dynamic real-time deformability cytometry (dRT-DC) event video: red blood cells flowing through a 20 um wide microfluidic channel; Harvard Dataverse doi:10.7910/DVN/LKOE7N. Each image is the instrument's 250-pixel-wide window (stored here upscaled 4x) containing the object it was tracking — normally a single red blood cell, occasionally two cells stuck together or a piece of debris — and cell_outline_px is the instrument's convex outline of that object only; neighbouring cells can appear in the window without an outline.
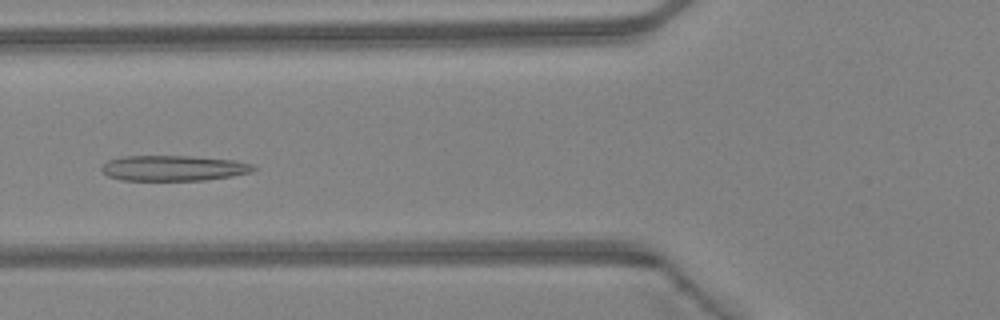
{"species": "Egyptian fruit bat (a non-hibernating species)", "species_latin": "Rousettus aegyptiacus", "temperature_condition": "warm", "stored_images_in_passage": 36, "camera_frame_rate_fps": 3000, "um_per_image_px": 0.085, "animal": {"sex": "female"}, "frame": {"image": 1, "passage_image": 7, "time_ms": 2.0, "image_size_px": [1000, 320], "cell_outline_px": [[256, 168], [252, 172], [232, 176], [204, 180], [120, 180], [108, 176], [100, 168], [108, 160], [124, 156], [188, 156], [236, 160], [252, 164]], "centroid_in_image_um": [14.76, 14.29], "position_along_channel_um": 111.0, "area_um2": 22.48}}
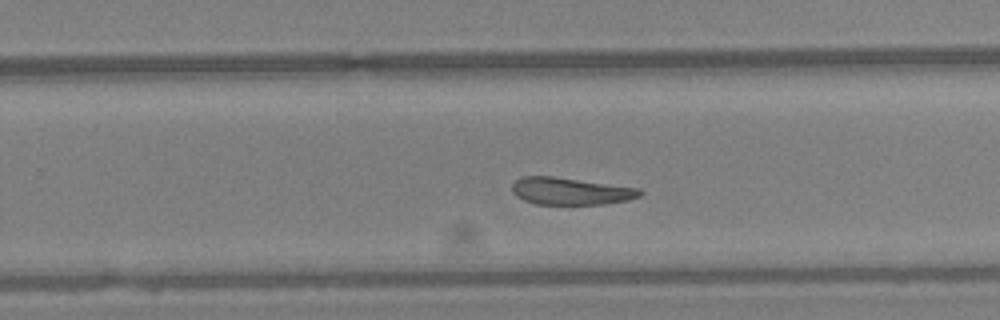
{"frame": {"image": 2, "passage_image": 19, "time_ms": 6.0, "image_size_px": [1000, 320], "cell_outline_px": [[644, 192], [640, 196], [628, 200], [604, 204], [536, 204], [524, 200], [516, 196], [512, 192], [512, 184], [516, 180], [524, 176], [552, 176], [640, 188]], "centroid_in_image_um": [48.51, 16.25], "position_along_channel_um": 281.3, "area_um2": 20.23}}
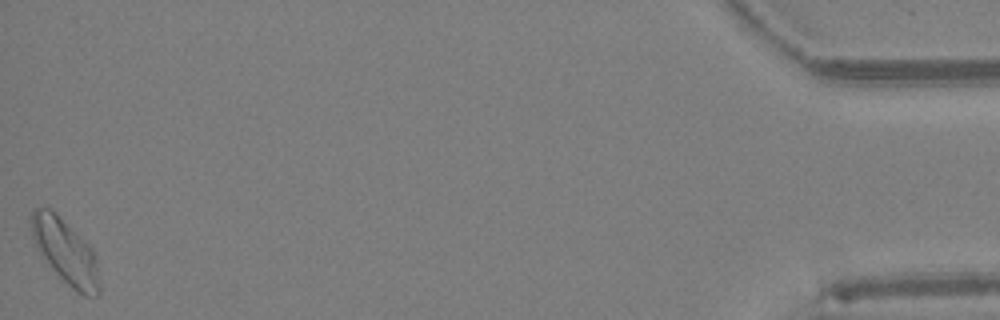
{"frame": {"image": 3, "passage_image": 36, "time_ms": 11.667, "image_size_px": [1000, 320], "cell_outline_px": [[100, 296], [84, 296], [72, 288], [52, 268], [36, 248], [32, 236], [28, 220], [32, 212], [36, 208], [48, 208], [92, 248], [96, 256], [100, 284]], "centroid_in_image_um": [5.56, 21.42], "position_along_channel_um": 429.6, "area_um2": 25.2}, "authors_computed_cell_mechanics": {"area_um2": 21.7328, "velocity_mm_per_s": 4.2723, "shape_relaxation_time_tau1_ms": null, "shape_relaxation_time_tau2_ms": 2.5155, "deformation_change_tau1": null, "deformation_change_tau2": 0.0951}}